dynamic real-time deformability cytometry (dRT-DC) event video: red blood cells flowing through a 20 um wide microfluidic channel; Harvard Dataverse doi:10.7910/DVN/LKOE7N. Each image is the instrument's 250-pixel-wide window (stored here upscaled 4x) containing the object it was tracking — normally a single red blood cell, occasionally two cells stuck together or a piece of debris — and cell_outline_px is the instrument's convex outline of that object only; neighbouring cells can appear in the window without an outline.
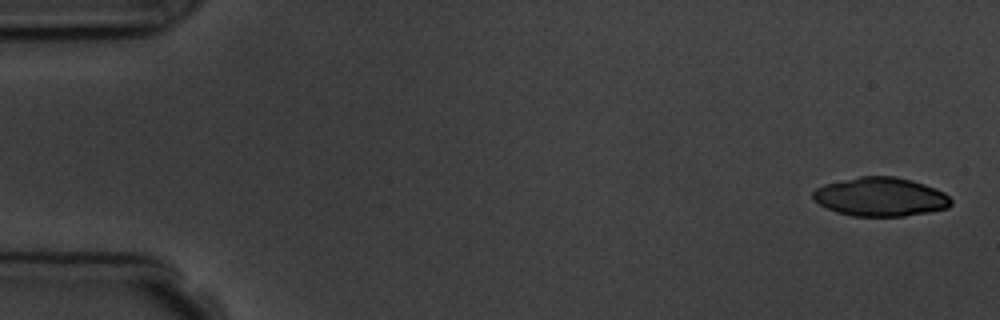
{"species": "common noctule bat (a hibernating species)", "species_latin": "Nyctalus noctula", "temperature_condition": "room temperature", "stored_images_in_passage": 6, "camera_frame_rate_fps": 3000, "um_per_image_px": 0.085, "animal": {"sex": "male", "body_mass_g": 19.5, "forearm_length_mm": 54.6}, "frame": {"image": 1, "passage_image": 1, "time_ms": 0.0, "image_size_px": [1000, 320], "cell_outline_px": [[952, 204], [948, 208], [928, 212], [904, 216], [852, 216], [836, 212], [820, 204], [812, 196], [812, 192], [816, 188], [824, 184], [860, 176], [896, 176], [912, 180], [924, 184], [944, 192], [952, 200]], "centroid_in_image_um": [74.85, 16.73], "position_along_channel_um": 10.1, "area_um2": 31.21}}